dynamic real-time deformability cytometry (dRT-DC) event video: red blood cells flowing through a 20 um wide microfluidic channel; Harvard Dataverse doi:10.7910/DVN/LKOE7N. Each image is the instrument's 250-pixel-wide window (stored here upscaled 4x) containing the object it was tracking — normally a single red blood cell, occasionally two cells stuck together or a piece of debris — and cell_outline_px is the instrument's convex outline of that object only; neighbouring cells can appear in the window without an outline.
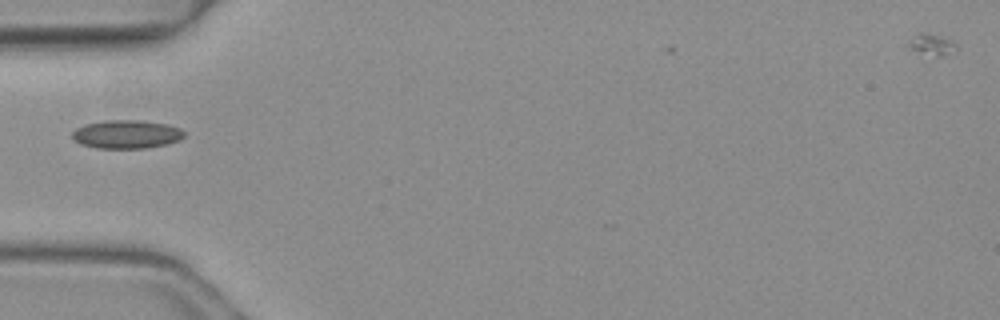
{"species": "common noctule bat (a hibernating species)", "species_latin": "Nyctalus noctula", "temperature_condition": "warm", "stored_images_in_passage": 4, "camera_frame_rate_fps": 3000, "um_per_image_px": 0.085, "animal": {"sex": "female", "body_mass_g": 19.3, "forearm_length_mm": 54.1}, "frame": {"image": 1, "passage_image": 4, "time_ms": 1.0, "image_size_px": [1000, 320], "cell_outline_px": [[184, 136], [180, 140], [168, 144], [144, 148], [96, 148], [80, 144], [72, 136], [72, 132], [76, 128], [84, 124], [104, 120], [140, 120], [168, 124], [180, 128], [184, 132]], "centroid_in_image_um": [10.76, 11.41], "position_along_channel_um": 74.2, "area_um2": 18.67}}